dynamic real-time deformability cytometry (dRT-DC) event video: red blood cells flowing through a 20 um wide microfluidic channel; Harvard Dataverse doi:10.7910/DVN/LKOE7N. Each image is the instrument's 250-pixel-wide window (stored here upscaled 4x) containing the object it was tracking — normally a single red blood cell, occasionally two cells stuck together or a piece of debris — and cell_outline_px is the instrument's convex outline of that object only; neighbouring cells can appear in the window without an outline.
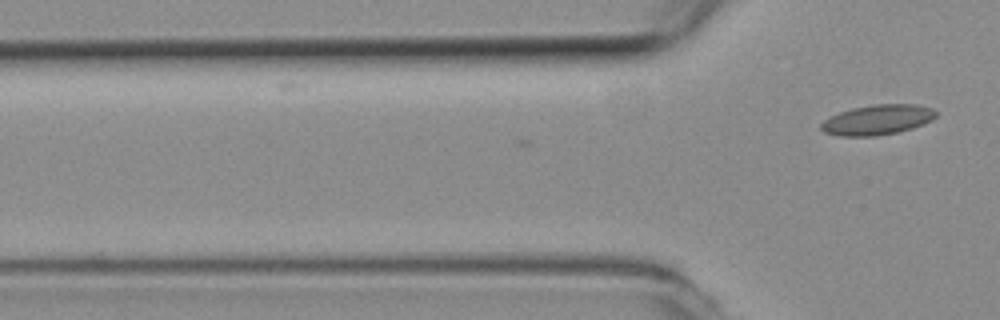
{"species": "common noctule bat (a hibernating species)", "species_latin": "Nyctalus noctula", "temperature_condition": "room temperature", "stored_images_in_passage": 3, "camera_frame_rate_fps": 3000, "um_per_image_px": 0.085, "animal": {"sex": "female", "body_mass_g": 19.3, "forearm_length_mm": 54.1}, "frame": {"image": 1, "passage_image": 3, "time_ms": 0.667, "image_size_px": [1000, 320], "cell_outline_px": [[936, 116], [932, 120], [912, 128], [896, 132], [872, 136], [840, 136], [824, 132], [820, 128], [820, 124], [824, 120], [840, 112], [852, 108], [872, 104], [916, 104], [932, 108], [936, 112]], "centroid_in_image_um": [74.58, 10.17], "position_along_channel_um": 51.2, "area_um2": 20.0}}